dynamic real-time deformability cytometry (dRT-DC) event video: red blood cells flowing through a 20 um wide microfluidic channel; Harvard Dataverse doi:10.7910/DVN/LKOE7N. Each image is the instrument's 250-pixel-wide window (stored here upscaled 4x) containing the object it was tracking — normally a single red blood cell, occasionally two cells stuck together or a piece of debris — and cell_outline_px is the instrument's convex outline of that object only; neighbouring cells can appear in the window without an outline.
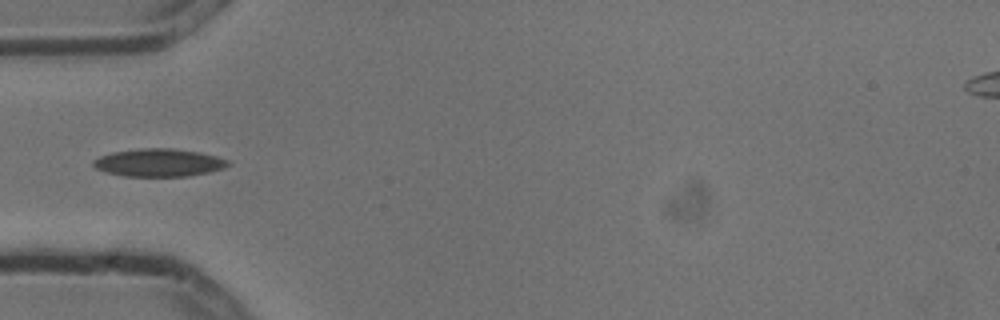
{"species": "common noctule bat (a hibernating species)", "species_latin": "Nyctalus noctula", "temperature_condition": "cold", "stored_images_in_passage": 5, "camera_frame_rate_fps": 3000, "um_per_image_px": 0.085, "animal": {"sex": "male", "body_mass_g": 13.3}, "frame": {"image": 1, "passage_image": 4, "time_ms": 1.0, "image_size_px": [1000, 320], "cell_outline_px": [[232, 164], [224, 168], [208, 172], [188, 176], [124, 176], [104, 172], [96, 168], [92, 164], [92, 160], [100, 156], [112, 152], [140, 148], [172, 148], [200, 152], [216, 156], [228, 160]], "centroid_in_image_um": [13.49, 13.82], "position_along_channel_um": 71.5, "area_um2": 21.96}}
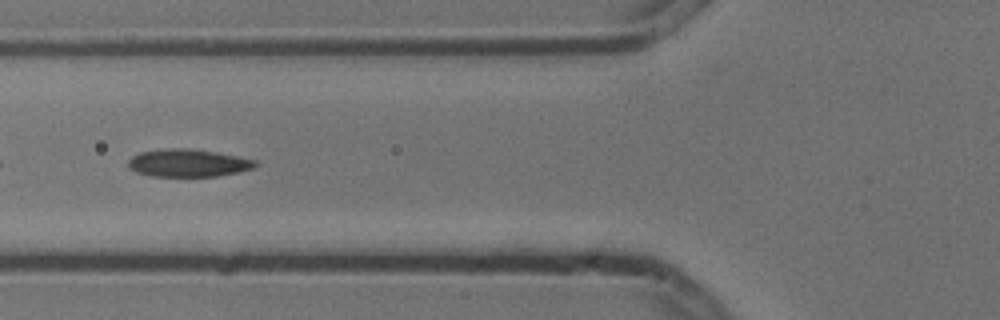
{"frame": {"image": 2, "passage_image": 5, "time_ms": 1.333, "image_size_px": [1000, 320], "cell_outline_px": [[260, 164], [252, 168], [240, 172], [216, 176], [152, 176], [136, 172], [128, 168], [128, 160], [132, 156], [140, 152], [168, 148], [188, 148], [216, 152], [240, 156], [256, 160]], "centroid_in_image_um": [16.01, 13.85], "position_along_channel_um": 109.8, "area_um2": 20.63}}